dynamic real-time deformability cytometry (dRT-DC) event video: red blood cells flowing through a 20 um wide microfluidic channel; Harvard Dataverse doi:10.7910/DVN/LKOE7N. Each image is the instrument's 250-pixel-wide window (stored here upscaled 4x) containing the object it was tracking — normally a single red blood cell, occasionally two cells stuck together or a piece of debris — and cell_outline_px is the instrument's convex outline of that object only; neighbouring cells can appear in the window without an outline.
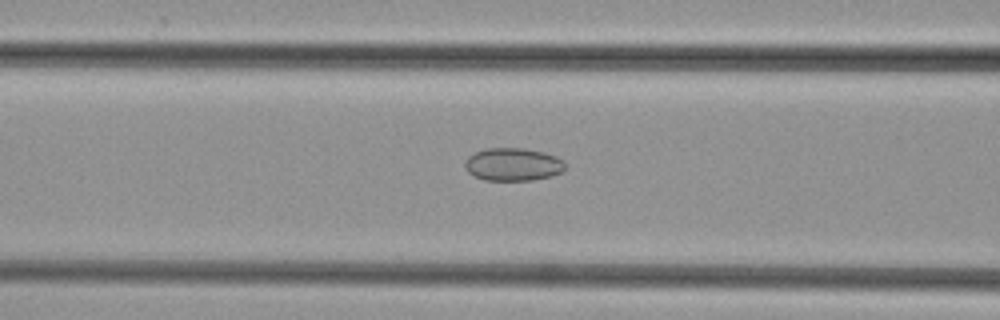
{"species": "common noctule bat (a hibernating species)", "species_latin": "Nyctalus noctula", "temperature_condition": "cold", "stored_images_in_passage": 35, "camera_frame_rate_fps": 3000, "um_per_image_px": 0.085, "animal": {"sex": "female", "body_mass_g": 29.2, "forearm_length_mm": 56.3}, "frame": {"image": 1, "passage_image": 12, "time_ms": 3.667, "image_size_px": [1000, 320], "cell_outline_px": [[564, 172], [552, 176], [532, 180], [484, 180], [472, 176], [464, 168], [464, 164], [468, 156], [484, 148], [524, 148], [544, 152], [556, 156], [564, 160]], "centroid_in_image_um": [43.6, 13.97], "position_along_channel_um": 123.0, "area_um2": 19.48}}
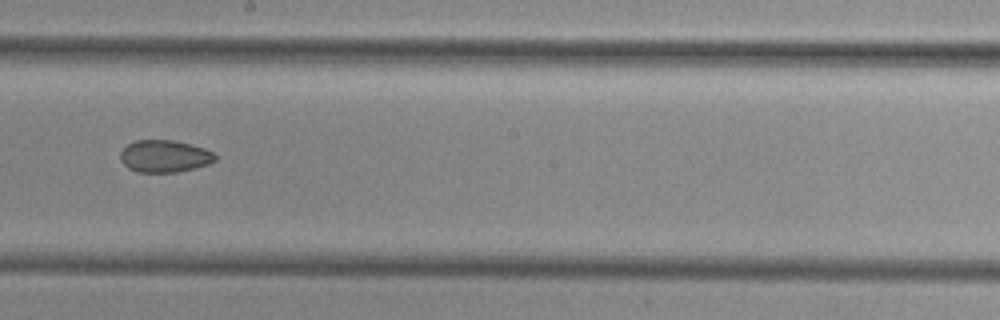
{"frame": {"image": 2, "passage_image": 20, "time_ms": 6.333, "image_size_px": [1000, 320], "cell_outline_px": [[216, 160], [208, 164], [176, 172], [136, 172], [128, 168], [120, 160], [120, 152], [128, 144], [136, 140], [172, 140], [204, 148], [212, 152], [216, 156]], "centroid_in_image_um": [13.95, 13.28], "position_along_channel_um": 234.2, "area_um2": 17.63}}
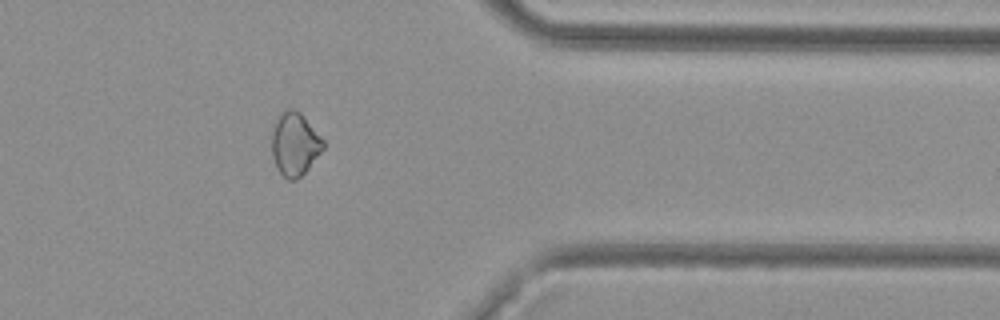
{"frame": {"image": 3, "passage_image": 32, "time_ms": 10.333, "image_size_px": [1000, 320], "cell_outline_px": [[324, 148], [308, 168], [296, 180], [288, 180], [280, 172], [272, 156], [272, 124], [284, 108], [292, 108], [300, 112], [324, 140]], "centroid_in_image_um": [25.04, 12.21], "position_along_channel_um": 386.4, "area_um2": 18.9}}